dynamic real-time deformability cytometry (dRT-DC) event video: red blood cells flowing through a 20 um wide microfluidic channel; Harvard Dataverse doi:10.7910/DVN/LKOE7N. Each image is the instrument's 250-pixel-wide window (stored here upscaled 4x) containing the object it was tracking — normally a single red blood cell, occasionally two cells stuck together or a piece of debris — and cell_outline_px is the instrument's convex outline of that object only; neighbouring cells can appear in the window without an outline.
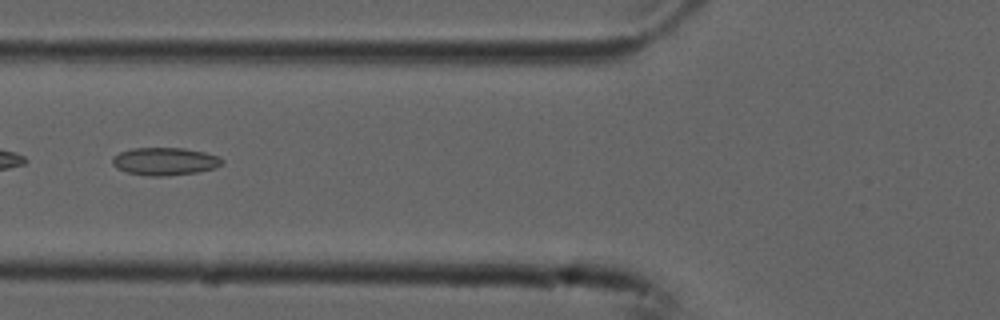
{"species": "common noctule bat (a hibernating species)", "species_latin": "Nyctalus noctula", "temperature_condition": "cold", "stored_images_in_passage": 6, "camera_frame_rate_fps": 3000, "um_per_image_px": 0.085, "animal": {"sex": "male", "forearm_length_mm": 52.5}, "frame": {"image": 1, "passage_image": 6, "time_ms": 1.667, "image_size_px": [1000, 320], "cell_outline_px": [[224, 164], [216, 168], [196, 172], [164, 176], [152, 176], [128, 172], [116, 168], [112, 164], [112, 156], [120, 152], [132, 148], [184, 148], [204, 152], [216, 156], [224, 160]], "centroid_in_image_um": [14.01, 13.71], "position_along_channel_um": 111.8, "area_um2": 17.69}}